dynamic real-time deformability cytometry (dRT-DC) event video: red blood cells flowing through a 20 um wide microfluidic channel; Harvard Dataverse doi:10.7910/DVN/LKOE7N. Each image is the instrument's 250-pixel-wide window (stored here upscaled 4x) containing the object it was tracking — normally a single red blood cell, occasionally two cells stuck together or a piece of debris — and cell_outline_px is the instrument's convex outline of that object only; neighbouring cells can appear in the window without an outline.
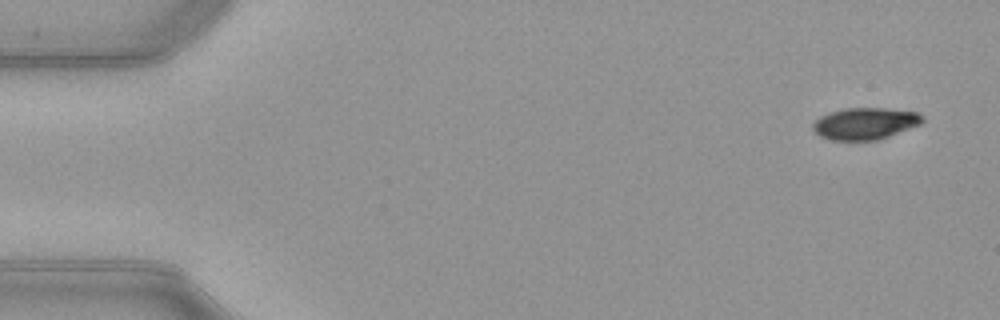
{"species": "common noctule bat (a hibernating species)", "species_latin": "Nyctalus noctula", "temperature_condition": "warm", "stored_images_in_passage": 48, "camera_frame_rate_fps": 3000, "um_per_image_px": 0.085, "animal": {"sex": "female", "body_mass_g": 21.9}, "frame": {"image": 1, "passage_image": 1, "time_ms": 0.0, "image_size_px": [1000, 320], "cell_outline_px": [[924, 120], [920, 124], [888, 136], [876, 140], [832, 140], [820, 136], [812, 128], [812, 124], [820, 116], [828, 112], [844, 108], [884, 108], [916, 112], [924, 116]], "centroid_in_image_um": [73.51, 10.49], "position_along_channel_um": 11.5, "area_um2": 20.17}}
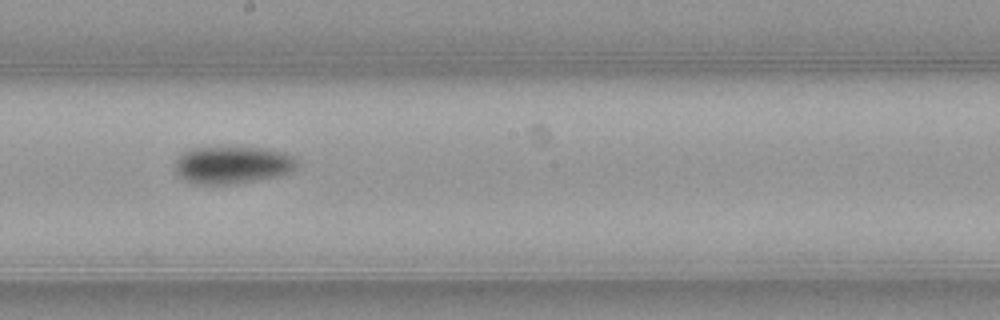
{"frame": {"image": 2, "passage_image": 27, "time_ms": 8.667, "image_size_px": [1000, 320], "cell_outline_px": [[296, 168], [292, 172], [276, 176], [236, 184], [192, 184], [184, 180], [176, 172], [176, 160], [184, 152], [192, 148], [264, 148], [284, 152], [292, 156], [296, 160]], "centroid_in_image_um": [19.76, 14.03], "position_along_channel_um": 228.4, "area_um2": 26.41}}
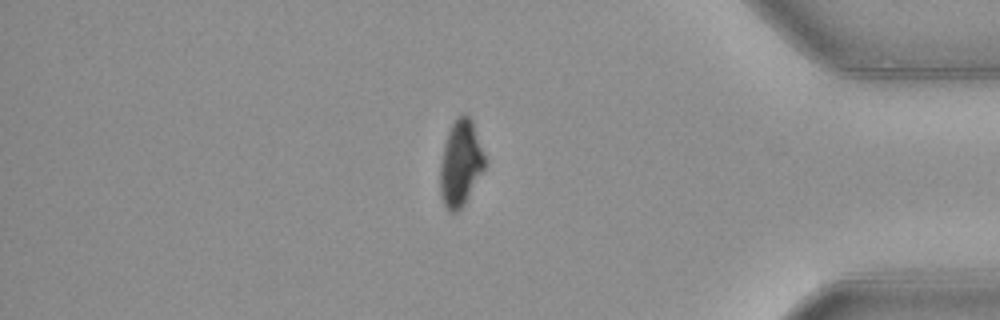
{"frame": {"image": 3, "passage_image": 42, "time_ms": 13.667, "image_size_px": [1000, 320], "cell_outline_px": [[488, 164], [460, 208], [456, 212], [448, 212], [440, 196], [440, 164], [444, 144], [448, 132], [456, 116], [468, 116], [472, 120], [488, 160]], "centroid_in_image_um": [39.17, 13.86], "position_along_channel_um": 396.0, "area_um2": 22.48}, "authors_computed_cell_mechanics": {"area_um2": 23.7558, "velocity_mm_per_s": 3.9964, "shape_relaxation_time_tau1_ms": 2.8618, "shape_relaxation_time_tau2_ms": null, "deformation_change_tau1": 0.1481, "deformation_change_tau2": null}}